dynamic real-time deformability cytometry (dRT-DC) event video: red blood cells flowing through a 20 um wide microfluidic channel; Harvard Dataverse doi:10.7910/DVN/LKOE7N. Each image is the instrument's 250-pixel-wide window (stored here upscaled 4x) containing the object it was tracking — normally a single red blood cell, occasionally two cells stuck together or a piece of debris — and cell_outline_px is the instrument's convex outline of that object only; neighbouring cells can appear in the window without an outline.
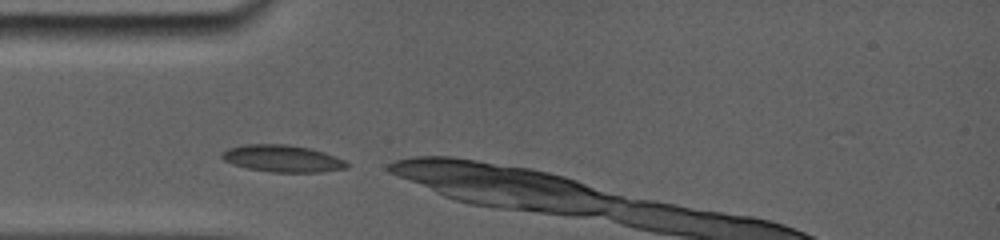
{"species": "common noctule bat (a hibernating species)", "species_latin": "Nyctalus noctula", "temperature_condition": "room temperature", "stored_images_in_passage": 21, "camera_frame_rate_fps": 5000, "um_per_image_px": 0.085, "animal": {"sex": "female", "body_mass_g": 19.0, "forearm_length_mm": 56.7}, "frame": {"image": 1, "passage_image": 1, "time_ms": 0.0, "image_size_px": [1000, 240], "cell_outline_px": [[348, 168], [320, 172], [272, 172], [248, 168], [232, 164], [224, 160], [220, 156], [224, 152], [232, 148], [248, 144], [280, 144], [308, 148], [324, 152], [344, 160], [348, 164]], "centroid_in_image_um": [24.03, 13.49], "position_along_channel_um": 61.0, "area_um2": 19.25}}
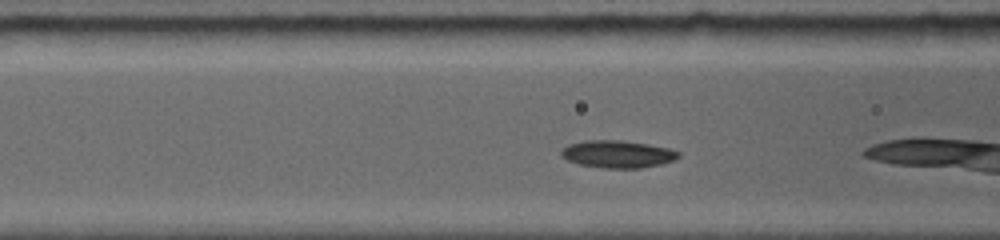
{"frame": {"image": 2, "passage_image": 9, "time_ms": 1.4, "image_size_px": [1000, 240], "cell_outline_px": [[680, 156], [672, 160], [660, 164], [640, 168], [600, 168], [580, 164], [568, 160], [560, 152], [564, 148], [572, 144], [588, 140], [616, 140], [644, 144], [668, 148], [680, 152]], "centroid_in_image_um": [52.51, 13.11], "position_along_channel_um": 114.1, "area_um2": 18.21}}
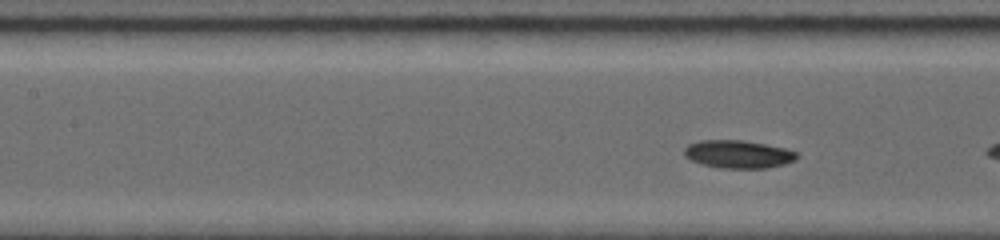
{"frame": {"image": 3, "passage_image": 14, "time_ms": 2.2, "image_size_px": [1000, 240], "cell_outline_px": [[796, 160], [784, 164], [764, 168], [720, 168], [700, 164], [684, 156], [684, 148], [688, 144], [704, 140], [740, 140], [764, 144], [784, 148], [796, 152]], "centroid_in_image_um": [62.71, 13.11], "position_along_channel_um": 144.7, "area_um2": 18.15}}